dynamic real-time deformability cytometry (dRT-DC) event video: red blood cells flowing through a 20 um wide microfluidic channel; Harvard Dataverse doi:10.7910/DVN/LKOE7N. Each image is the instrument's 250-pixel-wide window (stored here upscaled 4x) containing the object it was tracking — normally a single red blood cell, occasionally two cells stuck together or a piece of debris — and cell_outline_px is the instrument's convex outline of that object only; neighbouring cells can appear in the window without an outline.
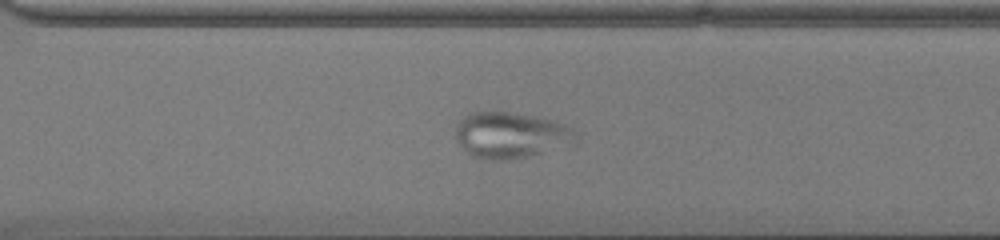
{"species": "common noctule bat (a hibernating species)", "species_latin": "Nyctalus noctula", "temperature_condition": "cold", "stored_images_in_passage": 53, "camera_frame_rate_fps": 3000, "um_per_image_px": 0.085, "animal": {"sex": "male", "body_mass_g": 13.0, "forearm_length_mm": 53.1}, "frame": {"image": 1, "passage_image": 39, "time_ms": 12.667, "image_size_px": [1000, 240], "cell_outline_px": [[576, 140], [572, 144], [528, 156], [504, 160], [484, 160], [472, 156], [456, 140], [456, 124], [464, 116], [472, 112], [512, 112], [552, 120], [564, 124], [572, 128], [576, 136]], "centroid_in_image_um": [43.38, 11.49], "position_along_channel_um": 327.2, "area_um2": 32.02}}
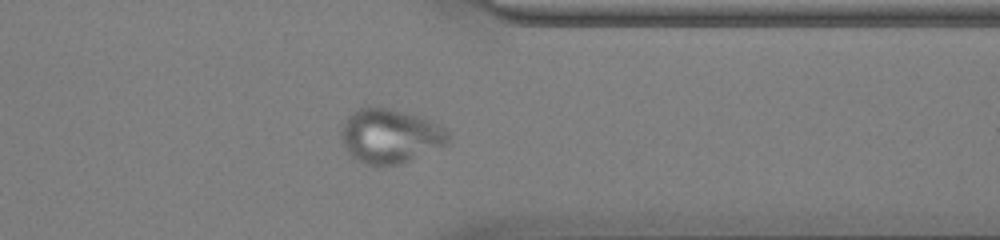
{"frame": {"image": 2, "passage_image": 43, "time_ms": 14.0, "image_size_px": [1000, 240], "cell_outline_px": [[452, 136], [448, 144], [408, 160], [396, 164], [364, 164], [352, 160], [340, 140], [340, 132], [348, 116], [352, 112], [364, 104], [392, 108], [432, 120], [448, 128]], "centroid_in_image_um": [33.15, 11.52], "position_along_channel_um": 378.2, "area_um2": 34.62}}